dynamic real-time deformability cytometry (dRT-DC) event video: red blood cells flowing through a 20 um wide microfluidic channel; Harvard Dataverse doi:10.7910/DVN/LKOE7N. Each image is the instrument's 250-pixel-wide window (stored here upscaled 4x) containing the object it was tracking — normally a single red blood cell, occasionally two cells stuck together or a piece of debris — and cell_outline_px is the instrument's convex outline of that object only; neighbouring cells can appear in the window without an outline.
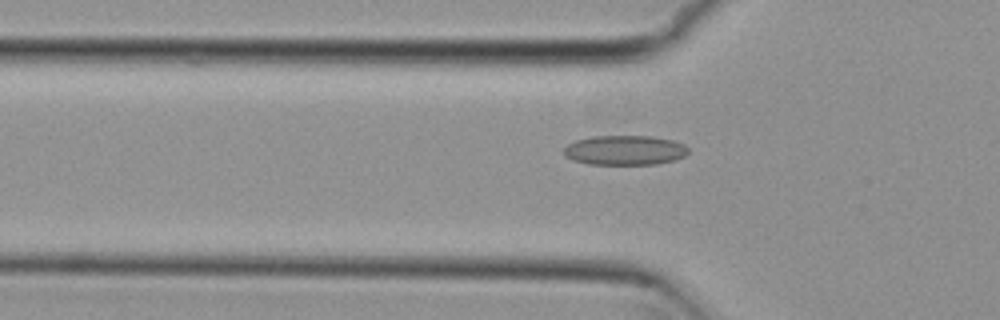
{"species": "common noctule bat (a hibernating species)", "species_latin": "Nyctalus noctula", "temperature_condition": "cold", "stored_images_in_passage": 44, "camera_frame_rate_fps": 3000, "um_per_image_px": 0.085, "animal": {"sex": "female", "body_mass_g": 29.2, "forearm_length_mm": 56.3}, "frame": {"image": 1, "passage_image": 7, "time_ms": 2.0, "image_size_px": [1000, 320], "cell_outline_px": [[688, 152], [684, 156], [676, 160], [656, 164], [588, 164], [572, 160], [564, 156], [564, 148], [568, 144], [576, 140], [592, 136], [652, 136], [672, 140], [684, 144], [688, 148]], "centroid_in_image_um": [53.1, 12.77], "position_along_channel_um": 72.7, "area_um2": 21.62}}
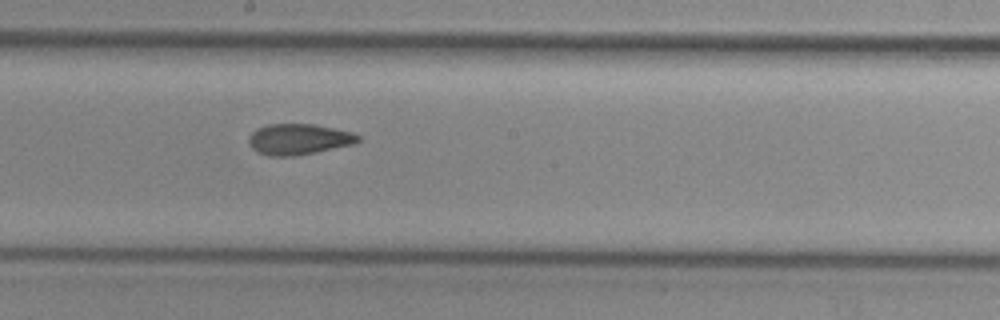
{"frame": {"image": 2, "passage_image": 19, "time_ms": 6.0, "image_size_px": [1000, 320], "cell_outline_px": [[360, 140], [352, 144], [316, 152], [292, 156], [268, 156], [256, 152], [252, 148], [248, 140], [248, 136], [256, 128], [268, 124], [316, 124], [352, 132], [360, 136]], "centroid_in_image_um": [25.35, 11.83], "position_along_channel_um": 222.8, "area_um2": 19.71}}
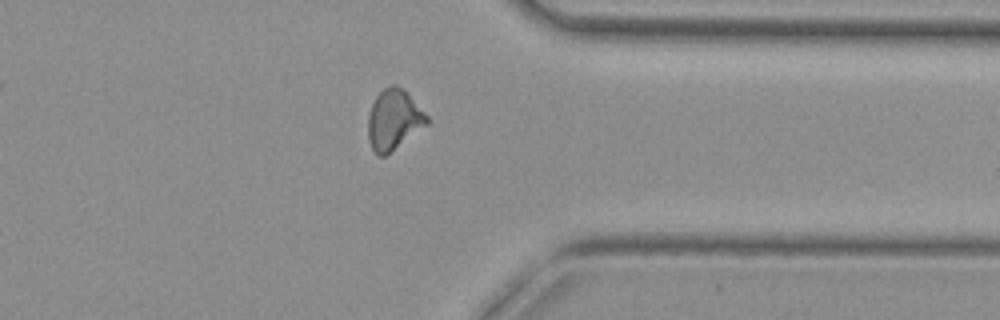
{"frame": {"image": 3, "passage_image": 32, "time_ms": 10.333, "image_size_px": [1000, 320], "cell_outline_px": [[428, 124], [384, 156], [376, 156], [368, 140], [368, 116], [372, 104], [376, 96], [384, 88], [392, 84], [396, 84], [428, 116]], "centroid_in_image_um": [33.43, 10.2], "position_along_channel_um": 378.0, "area_um2": 20.17}, "authors_computed_cell_mechanics": {"area_um2": 19.8832, "velocity_mm_per_s": 3.7438, "shape_relaxation_time_tau1_ms": null, "shape_relaxation_time_tau2_ms": 2.2136, "deformation_change_tau1": null, "deformation_change_tau2": 0.0919}}